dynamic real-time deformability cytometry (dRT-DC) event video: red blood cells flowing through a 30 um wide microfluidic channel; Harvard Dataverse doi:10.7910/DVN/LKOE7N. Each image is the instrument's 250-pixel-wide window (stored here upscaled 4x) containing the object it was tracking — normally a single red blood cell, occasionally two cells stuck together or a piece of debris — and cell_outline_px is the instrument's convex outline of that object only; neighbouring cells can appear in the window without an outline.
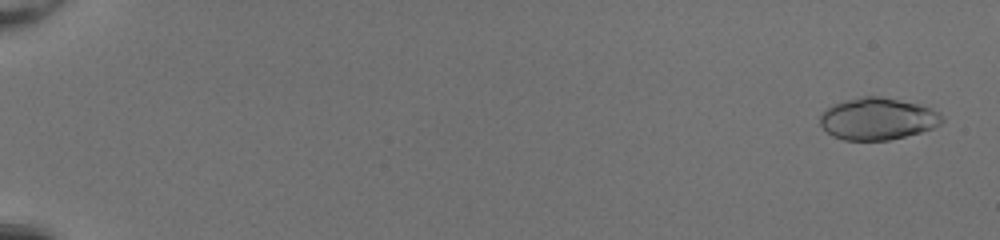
{"species": "common noctule bat (a hibernating species)", "species_latin": "Nyctalus noctula", "temperature_condition": "room temperature", "stored_images_in_passage": 52, "camera_frame_rate_fps": 3000, "um_per_image_px": 0.085, "animal": {"sex": "female", "body_mass_g": 20.0, "forearm_length_mm": 54.0}, "frame": {"image": 1, "passage_image": 2, "time_ms": 0.333, "image_size_px": [1000, 240], "cell_outline_px": [[944, 120], [940, 124], [932, 128], [920, 132], [888, 140], [844, 140], [832, 136], [820, 124], [820, 116], [832, 104], [844, 100], [864, 96], [880, 96], [920, 104], [932, 108], [940, 112]], "centroid_in_image_um": [74.61, 10.09], "position_along_channel_um": 10.4, "area_um2": 29.82}}
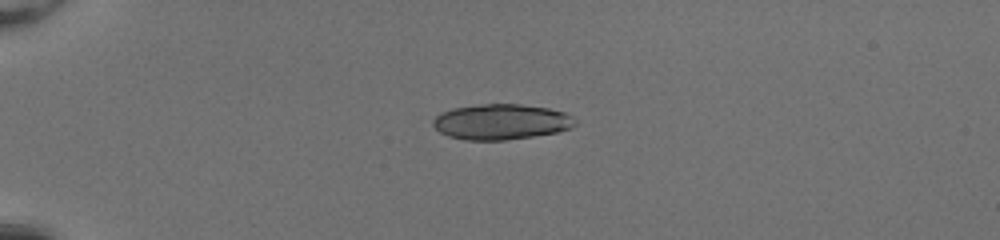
{"frame": {"image": 2, "passage_image": 15, "time_ms": 4.667, "image_size_px": [1000, 240], "cell_outline_px": [[576, 124], [572, 128], [556, 132], [532, 136], [504, 140], [464, 140], [448, 136], [440, 132], [432, 124], [432, 120], [440, 112], [452, 108], [480, 104], [520, 104], [548, 108], [564, 112], [572, 116], [576, 120]], "centroid_in_image_um": [42.58, 10.35], "position_along_channel_um": 42.4, "area_um2": 29.48}}